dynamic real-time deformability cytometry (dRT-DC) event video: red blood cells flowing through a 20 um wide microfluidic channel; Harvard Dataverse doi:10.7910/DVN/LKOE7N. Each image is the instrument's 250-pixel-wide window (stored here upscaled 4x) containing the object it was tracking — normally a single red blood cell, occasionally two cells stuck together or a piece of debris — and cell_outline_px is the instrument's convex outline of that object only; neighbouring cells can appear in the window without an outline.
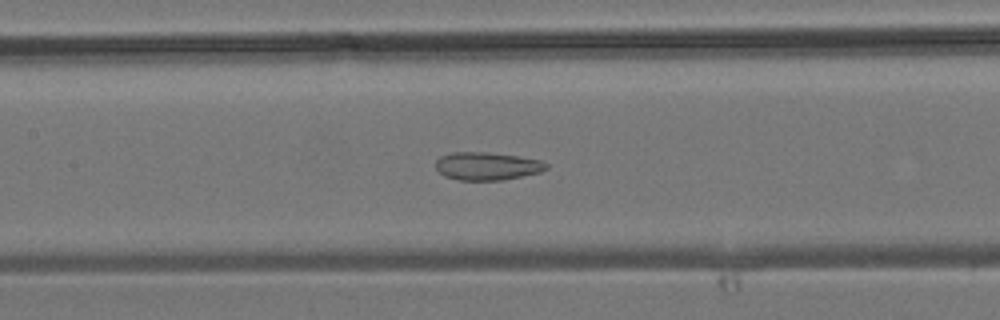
{"species": "common noctule bat (a hibernating species)", "species_latin": "Nyctalus noctula", "temperature_condition": "room temperature", "stored_images_in_passage": 36, "camera_frame_rate_fps": 3000, "um_per_image_px": 0.085, "animal": {"sex": "male", "body_mass_g": 19.2, "forearm_length_mm": 51.8}, "frame": {"image": 1, "passage_image": 19, "time_ms": 6.0, "image_size_px": [1000, 320], "cell_outline_px": [[548, 168], [540, 172], [500, 180], [460, 180], [444, 176], [436, 168], [436, 160], [440, 156], [452, 152], [488, 152], [516, 156], [540, 160], [548, 164]], "centroid_in_image_um": [41.38, 14.11], "position_along_channel_um": 166.0, "area_um2": 17.86}}
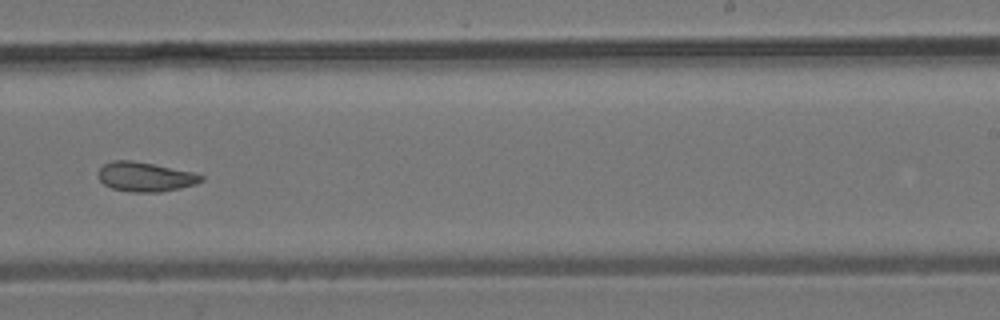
{"frame": {"image": 2, "passage_image": 26, "time_ms": 8.333, "image_size_px": [1000, 320], "cell_outline_px": [[204, 180], [196, 184], [180, 188], [160, 192], [128, 192], [112, 188], [104, 184], [100, 180], [100, 168], [104, 164], [112, 160], [132, 160], [196, 172], [204, 176]], "centroid_in_image_um": [12.39, 15.03], "position_along_channel_um": 276.6, "area_um2": 17.74}}
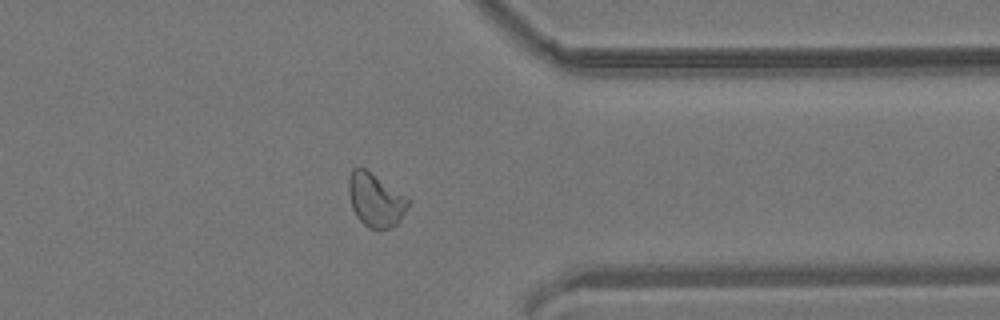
{"frame": {"image": 3, "passage_image": 33, "time_ms": 10.667, "image_size_px": [1000, 320], "cell_outline_px": [[412, 200], [400, 220], [396, 224], [380, 232], [376, 232], [368, 228], [356, 216], [352, 208], [348, 192], [348, 180], [352, 168], [360, 164], [408, 196]], "centroid_in_image_um": [31.93, 16.98], "position_along_channel_um": 379.5, "area_um2": 19.36}}